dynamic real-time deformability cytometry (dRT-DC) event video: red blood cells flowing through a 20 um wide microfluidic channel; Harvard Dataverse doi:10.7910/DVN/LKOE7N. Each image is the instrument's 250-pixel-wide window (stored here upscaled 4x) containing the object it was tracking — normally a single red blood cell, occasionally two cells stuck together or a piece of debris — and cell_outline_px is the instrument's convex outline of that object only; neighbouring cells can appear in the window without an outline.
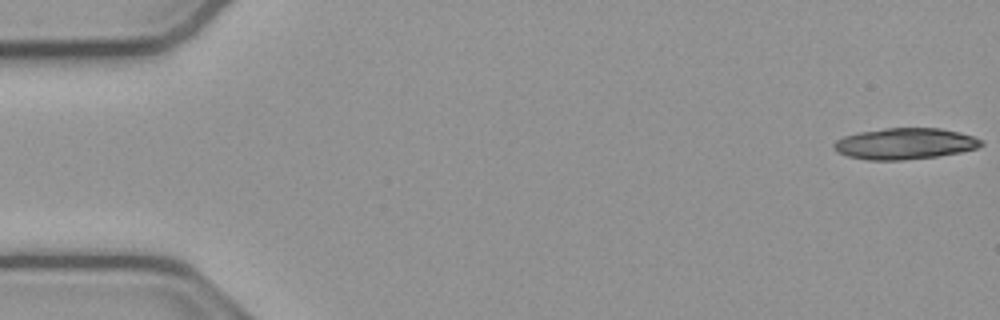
{"species": "common noctule bat (a hibernating species)", "species_latin": "Nyctalus noctula", "temperature_condition": "cold", "stored_images_in_passage": 19, "camera_frame_rate_fps": 3000, "um_per_image_px": 0.085, "animal": {"sex": "male", "body_mass_g": 23.1, "forearm_length_mm": 52.7}, "frame": {"image": 1, "passage_image": 1, "time_ms": 0.0, "image_size_px": [1000, 320], "cell_outline_px": [[984, 144], [976, 148], [960, 152], [936, 156], [900, 160], [868, 160], [848, 156], [836, 152], [832, 148], [832, 144], [836, 140], [844, 136], [856, 132], [884, 128], [940, 128], [960, 132], [984, 140]], "centroid_in_image_um": [76.88, 12.2], "position_along_channel_um": 8.1, "area_um2": 26.93}}